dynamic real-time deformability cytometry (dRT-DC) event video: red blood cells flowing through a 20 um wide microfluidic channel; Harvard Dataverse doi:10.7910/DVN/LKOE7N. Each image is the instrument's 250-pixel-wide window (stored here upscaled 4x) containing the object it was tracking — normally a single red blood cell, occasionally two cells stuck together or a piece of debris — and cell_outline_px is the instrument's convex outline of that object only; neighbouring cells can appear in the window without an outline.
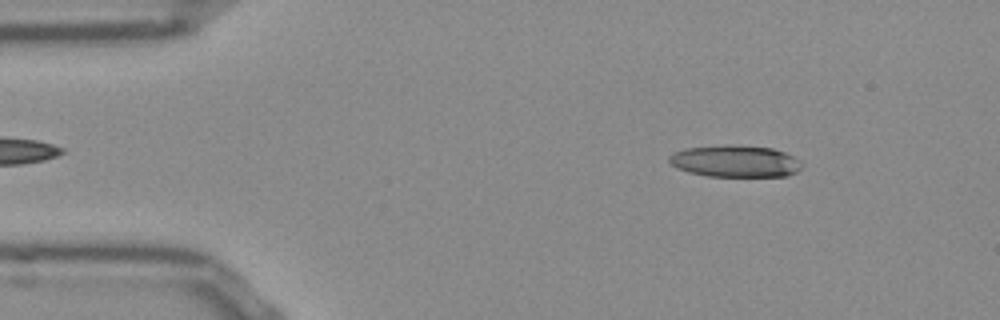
{"species": "Egyptian fruit bat (a non-hibernating species)", "species_latin": "Rousettus aegyptiacus", "temperature_condition": "room temperature", "stored_images_in_passage": 51, "camera_frame_rate_fps": 3000, "um_per_image_px": 0.085, "frame": {"image": 1, "passage_image": 6, "time_ms": 1.667, "image_size_px": [1000, 320], "cell_outline_px": [[804, 164], [796, 172], [788, 176], [708, 176], [688, 172], [676, 168], [668, 160], [668, 156], [672, 152], [684, 148], [724, 144], [772, 148], [784, 152], [800, 160]], "centroid_in_image_um": [62.46, 13.69], "position_along_channel_um": 22.5, "area_um2": 24.85}}
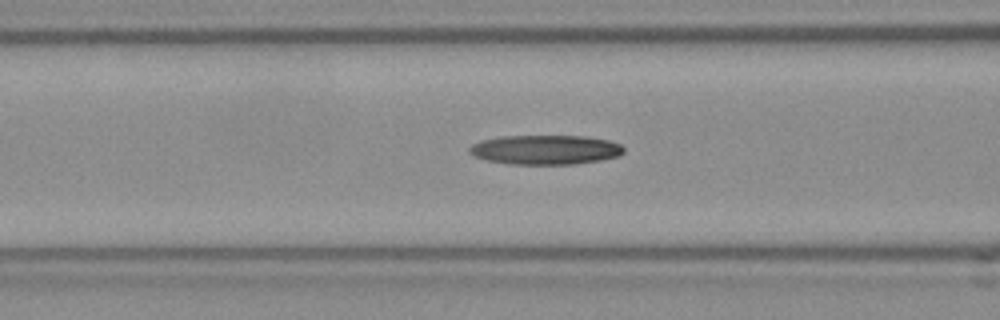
{"frame": {"image": 2, "passage_image": 19, "time_ms": 6.0, "image_size_px": [1000, 320], "cell_outline_px": [[624, 152], [620, 156], [600, 160], [572, 164], [508, 164], [488, 160], [476, 156], [468, 152], [468, 148], [472, 144], [480, 140], [500, 136], [584, 136], [608, 140], [620, 144], [624, 148]], "centroid_in_image_um": [46.35, 12.72], "position_along_channel_um": 120.2, "area_um2": 26.53}}
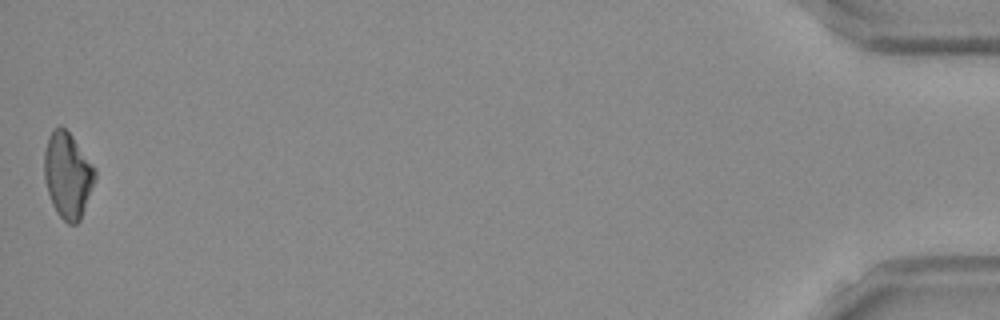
{"frame": {"image": 3, "passage_image": 51, "time_ms": 16.667, "image_size_px": [1000, 320], "cell_outline_px": [[96, 180], [80, 220], [76, 224], [68, 224], [56, 212], [52, 204], [44, 180], [44, 152], [48, 140], [52, 132], [60, 124], [72, 136], [96, 168]], "centroid_in_image_um": [5.77, 14.91], "position_along_channel_um": 429.4, "area_um2": 25.32}}